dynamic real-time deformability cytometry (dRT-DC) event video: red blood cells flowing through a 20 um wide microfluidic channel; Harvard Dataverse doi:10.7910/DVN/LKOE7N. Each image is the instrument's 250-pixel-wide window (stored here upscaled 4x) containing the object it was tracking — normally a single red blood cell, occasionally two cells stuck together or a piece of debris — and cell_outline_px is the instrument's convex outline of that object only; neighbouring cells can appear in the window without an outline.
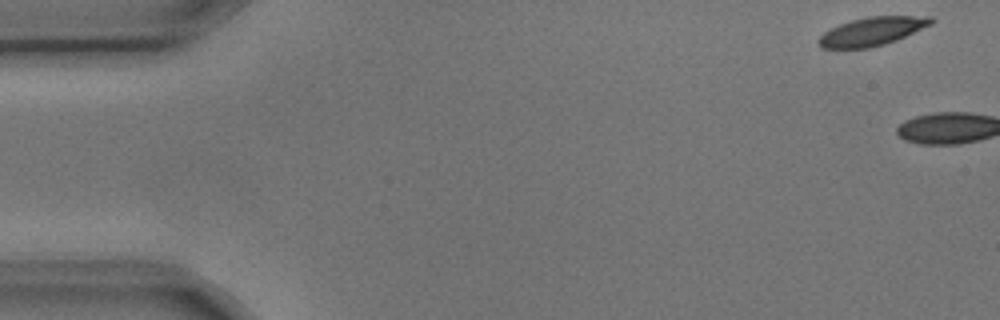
{"species": "common noctule bat (a hibernating species)", "species_latin": "Nyctalus noctula", "temperature_condition": "cold", "stored_images_in_passage": 6, "camera_frame_rate_fps": 3000, "um_per_image_px": 0.085, "animal": {"sex": "male", "body_mass_g": 17.9, "forearm_length_mm": 54.2}, "frame": {"image": 1, "passage_image": 1, "time_ms": 0.0, "image_size_px": [1000, 320], "cell_outline_px": [[936, 20], [932, 24], [896, 40], [884, 44], [868, 48], [820, 48], [816, 40], [824, 32], [840, 24], [852, 20], [868, 16], [932, 16]], "centroid_in_image_um": [74.13, 2.66], "position_along_channel_um": 10.9, "area_um2": 18.61}}